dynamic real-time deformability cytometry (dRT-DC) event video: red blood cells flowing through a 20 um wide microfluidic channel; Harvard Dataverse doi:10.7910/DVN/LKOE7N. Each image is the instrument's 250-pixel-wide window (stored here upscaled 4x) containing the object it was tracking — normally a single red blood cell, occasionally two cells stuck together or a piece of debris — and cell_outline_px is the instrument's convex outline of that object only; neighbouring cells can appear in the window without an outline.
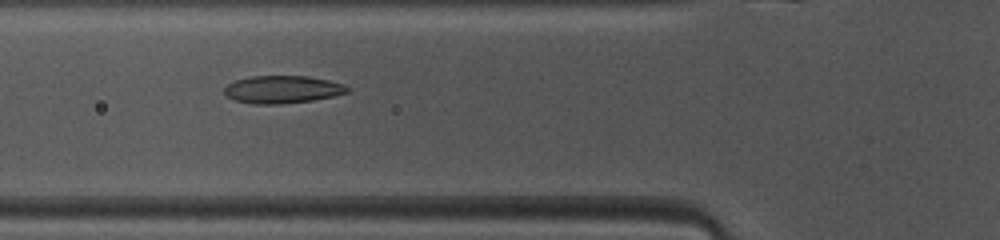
{"species": "common noctule bat (a hibernating species)", "species_latin": "Nyctalus noctula", "temperature_condition": "warm", "stored_images_in_passage": 47, "camera_frame_rate_fps": 3000, "um_per_image_px": 0.085, "animal": {"sex": "female", "body_mass_g": 10.0, "forearm_length_mm": 53.1}, "frame": {"image": 1, "passage_image": 15, "time_ms": 4.667, "image_size_px": [1000, 240], "cell_outline_px": [[348, 92], [332, 96], [312, 100], [280, 104], [252, 104], [236, 100], [228, 96], [224, 92], [224, 88], [228, 84], [236, 80], [252, 76], [308, 76], [328, 80], [344, 84], [348, 88]], "centroid_in_image_um": [24.0, 7.6], "position_along_channel_um": 101.8, "area_um2": 19.59}}
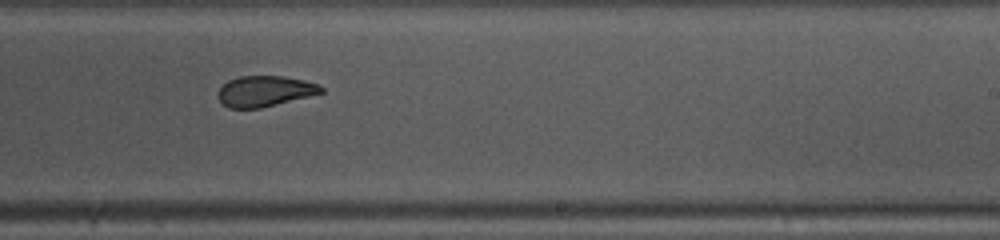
{"frame": {"image": 2, "passage_image": 27, "time_ms": 8.667, "image_size_px": [1000, 240], "cell_outline_px": [[324, 92], [260, 108], [228, 108], [216, 96], [220, 88], [228, 80], [240, 76], [284, 76], [304, 80], [320, 84], [324, 88]], "centroid_in_image_um": [22.51, 7.74], "position_along_channel_um": 266.5, "area_um2": 18.38}}
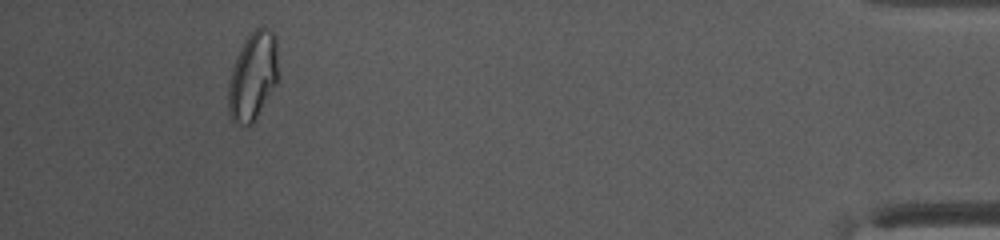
{"frame": {"image": 3, "passage_image": 43, "time_ms": 14.0, "image_size_px": [1000, 240], "cell_outline_px": [[276, 84], [256, 120], [252, 124], [240, 128], [228, 116], [228, 84], [232, 68], [236, 56], [244, 40], [256, 28], [264, 24], [272, 28], [276, 36]], "centroid_in_image_um": [21.47, 6.5], "position_along_channel_um": 413.7, "area_um2": 26.13}, "authors_computed_cell_mechanics": {"area_um2": 20.519, "velocity_mm_per_s": 4.1068, "shape_relaxation_time_tau1_ms": null, "shape_relaxation_time_tau2_ms": 2.2235, "deformation_change_tau1": null, "deformation_change_tau2": 0.0832}}